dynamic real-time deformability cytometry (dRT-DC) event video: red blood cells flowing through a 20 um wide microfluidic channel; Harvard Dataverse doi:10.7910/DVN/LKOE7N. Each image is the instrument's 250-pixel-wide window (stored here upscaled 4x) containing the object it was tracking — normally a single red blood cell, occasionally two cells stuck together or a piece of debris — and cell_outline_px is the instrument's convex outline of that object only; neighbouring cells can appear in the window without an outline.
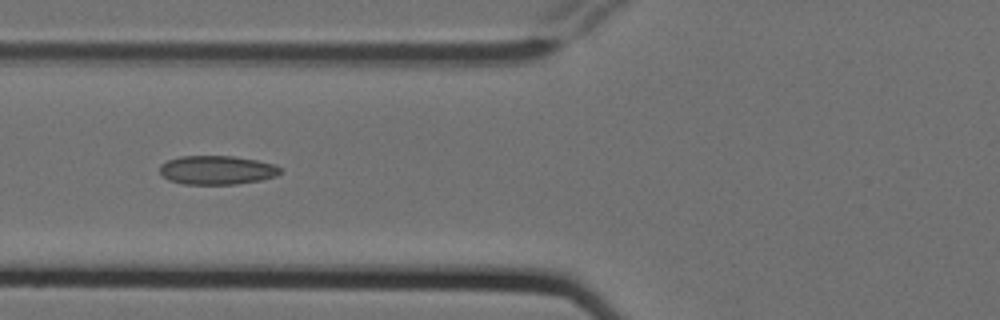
{"species": "Egyptian fruit bat (a non-hibernating species)", "species_latin": "Rousettus aegyptiacus", "temperature_condition": "cold", "stored_images_in_passage": 5, "camera_frame_rate_fps": 3000, "um_per_image_px": 0.085, "animal": {"sex": "female"}, "frame": {"image": 1, "passage_image": 2, "time_ms": 0.333, "image_size_px": [1000, 320], "cell_outline_px": [[280, 172], [276, 176], [260, 180], [236, 184], [184, 184], [168, 180], [160, 172], [160, 164], [168, 160], [180, 156], [232, 156], [256, 160], [272, 164], [280, 168]], "centroid_in_image_um": [18.4, 14.45], "position_along_channel_um": 107.4, "area_um2": 20.11}}
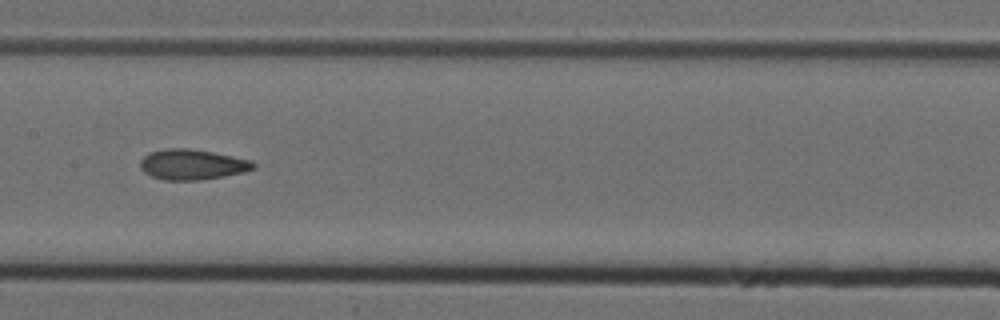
{"frame": {"image": 2, "passage_image": 4, "time_ms": 1.0, "image_size_px": [1000, 320], "cell_outline_px": [[256, 168], [244, 172], [224, 176], [200, 180], [164, 180], [152, 176], [144, 172], [140, 168], [140, 160], [148, 152], [168, 148], [188, 148], [212, 152], [252, 160], [256, 164]], "centroid_in_image_um": [16.34, 13.98], "position_along_channel_um": 191.1, "area_um2": 20.11}}
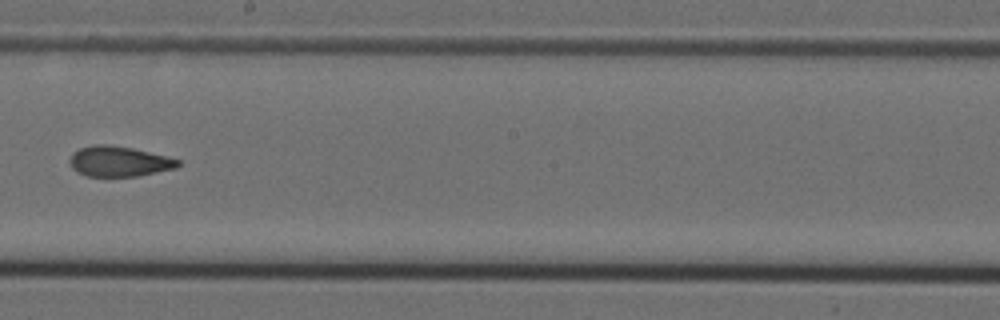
{"frame": {"image": 3, "passage_image": 5, "time_ms": 1.333, "image_size_px": [1000, 320], "cell_outline_px": [[180, 164], [176, 168], [140, 176], [88, 176], [76, 172], [72, 168], [68, 160], [72, 152], [80, 148], [92, 144], [108, 144], [132, 148], [180, 160]], "centroid_in_image_um": [10.07, 13.72], "position_along_channel_um": 238.1, "area_um2": 19.19}}